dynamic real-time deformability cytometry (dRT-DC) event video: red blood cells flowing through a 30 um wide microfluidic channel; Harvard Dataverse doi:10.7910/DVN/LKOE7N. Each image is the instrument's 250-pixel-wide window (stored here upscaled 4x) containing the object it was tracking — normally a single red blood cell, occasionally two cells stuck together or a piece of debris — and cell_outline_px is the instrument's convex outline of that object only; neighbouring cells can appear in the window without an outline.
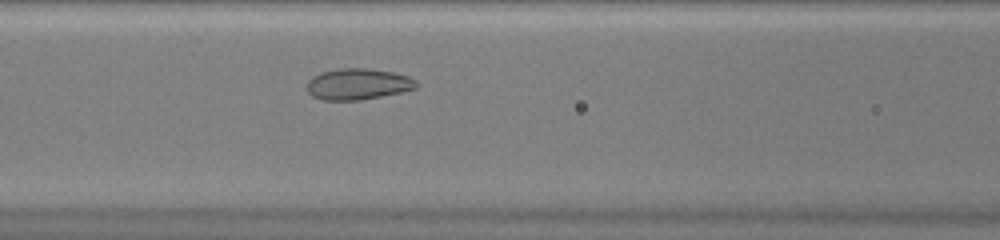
{"species": "common noctule bat (a hibernating species)", "species_latin": "Nyctalus noctula", "temperature_condition": "warm", "stored_images_in_passage": 35, "camera_frame_rate_fps": 3000, "um_per_image_px": 0.085, "animal": {"sex": "female", "body_mass_g": 20.0, "forearm_length_mm": 54.0}, "frame": {"image": 1, "passage_image": 12, "time_ms": 3.667, "image_size_px": [1000, 240], "cell_outline_px": [[416, 88], [400, 92], [360, 100], [320, 100], [312, 96], [308, 92], [308, 80], [312, 76], [320, 72], [340, 68], [368, 68], [392, 72], [408, 76], [416, 80]], "centroid_in_image_um": [30.38, 7.14], "position_along_channel_um": 136.2, "area_um2": 19.83}}
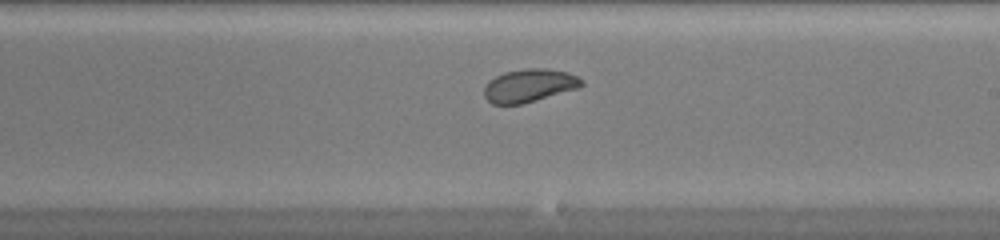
{"frame": {"image": 2, "passage_image": 20, "time_ms": 6.333, "image_size_px": [1000, 240], "cell_outline_px": [[584, 84], [580, 88], [520, 104], [492, 104], [484, 96], [484, 88], [488, 80], [504, 72], [528, 68], [548, 68], [564, 72], [576, 76], [584, 80]], "centroid_in_image_um": [44.98, 7.26], "position_along_channel_um": 244.0, "area_um2": 18.73}}
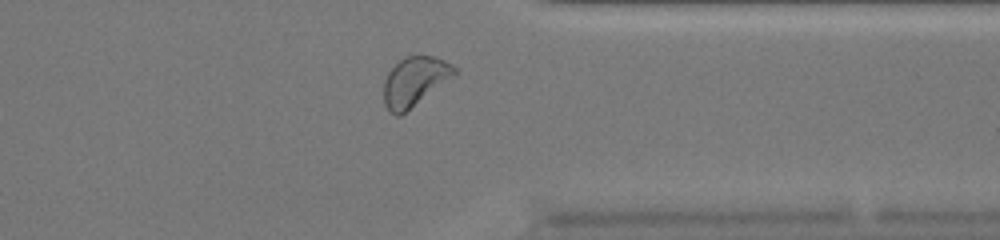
{"frame": {"image": 3, "passage_image": 30, "time_ms": 9.667, "image_size_px": [1000, 240], "cell_outline_px": [[456, 76], [400, 116], [396, 116], [388, 112], [384, 104], [384, 80], [388, 72], [400, 60], [408, 56], [432, 56], [444, 60], [452, 64], [456, 68]], "centroid_in_image_um": [35.26, 6.95], "position_along_channel_um": 376.1, "area_um2": 20.4}, "authors_computed_cell_mechanics": {"area_um2": 19.8254, "velocity_mm_per_s": 4.0599, "shape_relaxation_time_tau1_ms": null, "shape_relaxation_time_tau2_ms": 1.275, "deformation_change_tau1": null, "deformation_change_tau2": 0.0559}}